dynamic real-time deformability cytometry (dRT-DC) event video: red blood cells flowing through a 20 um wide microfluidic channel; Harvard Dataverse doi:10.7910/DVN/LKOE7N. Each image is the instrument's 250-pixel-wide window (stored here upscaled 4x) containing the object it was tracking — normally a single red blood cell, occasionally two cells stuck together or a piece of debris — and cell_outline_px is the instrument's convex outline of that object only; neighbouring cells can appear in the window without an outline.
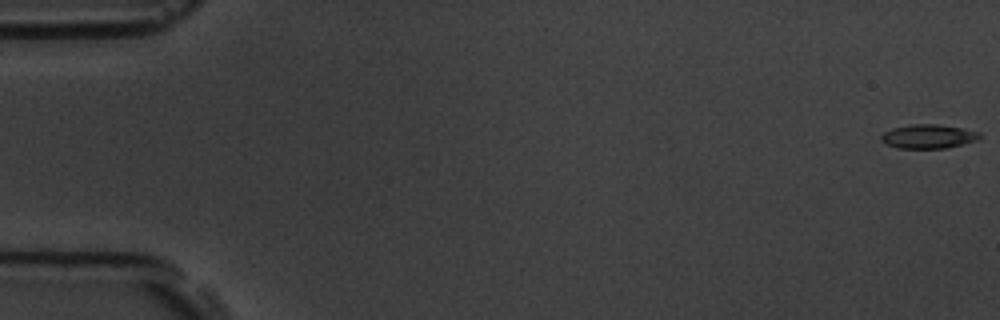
{"species": "common noctule bat (a hibernating species)", "species_latin": "Nyctalus noctula", "temperature_condition": "room temperature", "stored_images_in_passage": 5, "camera_frame_rate_fps": 3000, "um_per_image_px": 0.085, "animal": {"sex": "male", "body_mass_g": 19.5, "forearm_length_mm": 54.6}, "frame": {"image": 1, "passage_image": 1, "time_ms": 0.0, "image_size_px": [1000, 320], "cell_outline_px": [[980, 136], [976, 140], [964, 144], [944, 148], [896, 148], [880, 140], [880, 136], [884, 132], [892, 128], [908, 124], [936, 124], [960, 128], [980, 132]], "centroid_in_image_um": [78.87, 11.59], "position_along_channel_um": 6.1, "area_um2": 13.7}}
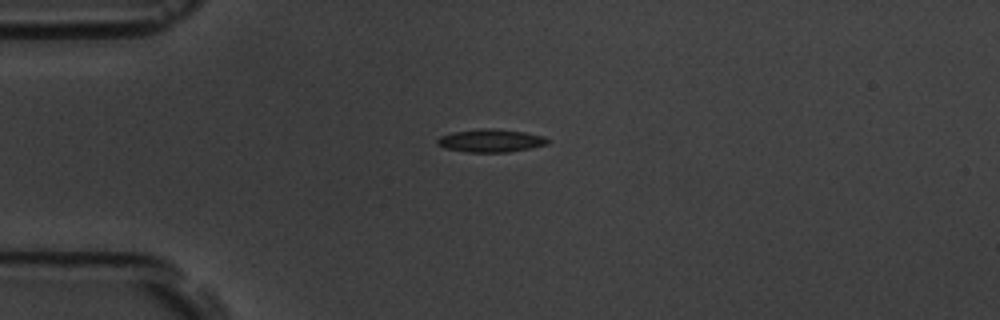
{"frame": {"image": 2, "passage_image": 5, "time_ms": 4.667, "image_size_px": [1000, 320], "cell_outline_px": [[552, 140], [548, 144], [532, 148], [508, 152], [468, 152], [444, 148], [436, 144], [436, 140], [440, 136], [452, 132], [484, 128], [496, 128], [524, 132], [544, 136]], "centroid_in_image_um": [41.73, 11.95], "position_along_channel_um": 43.3, "area_um2": 14.97}}